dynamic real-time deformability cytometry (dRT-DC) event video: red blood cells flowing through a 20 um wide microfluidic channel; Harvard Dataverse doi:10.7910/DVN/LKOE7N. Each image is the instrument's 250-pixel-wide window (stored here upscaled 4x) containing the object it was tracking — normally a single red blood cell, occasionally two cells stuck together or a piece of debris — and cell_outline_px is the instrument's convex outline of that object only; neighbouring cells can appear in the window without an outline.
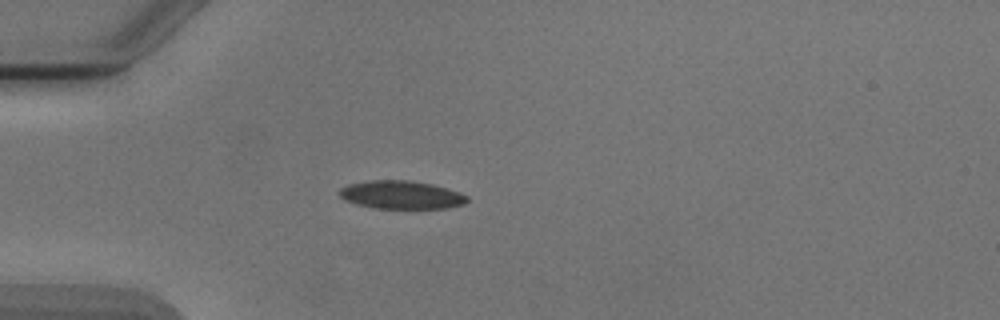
{"species": "Egyptian fruit bat (a non-hibernating species)", "species_latin": "Rousettus aegyptiacus", "temperature_condition": "cold", "stored_images_in_passage": 5, "camera_frame_rate_fps": 3000, "um_per_image_px": 0.085, "animal": {"sex": "male"}, "frame": {"image": 1, "passage_image": 4, "time_ms": 3.667, "image_size_px": [1000, 320], "cell_outline_px": [[468, 200], [464, 204], [448, 208], [376, 208], [356, 204], [340, 196], [340, 188], [352, 184], [372, 180], [412, 180], [432, 184], [460, 192], [468, 196]], "centroid_in_image_um": [34.17, 16.56], "position_along_channel_um": 50.8, "area_um2": 20.75}}